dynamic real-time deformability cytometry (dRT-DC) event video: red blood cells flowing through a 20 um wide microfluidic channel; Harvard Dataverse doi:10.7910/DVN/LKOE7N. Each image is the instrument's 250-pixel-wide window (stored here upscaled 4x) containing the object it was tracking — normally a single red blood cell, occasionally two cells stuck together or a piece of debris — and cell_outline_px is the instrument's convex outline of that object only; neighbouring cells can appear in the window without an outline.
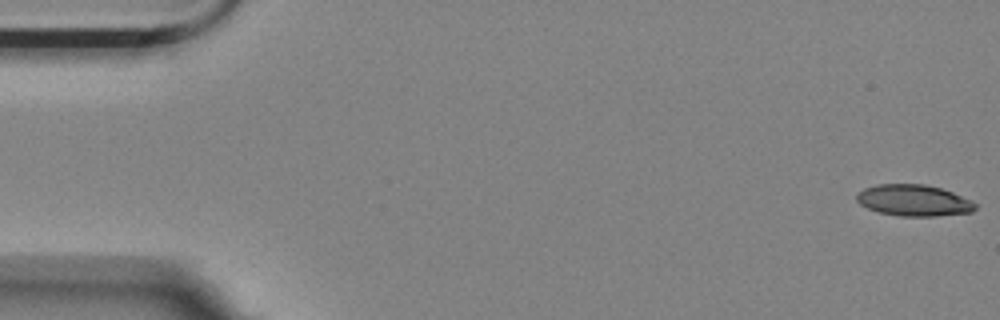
{"species": "Egyptian fruit bat (a non-hibernating species)", "species_latin": "Rousettus aegyptiacus", "temperature_condition": "room temperature", "stored_images_in_passage": 16, "camera_frame_rate_fps": 3000, "um_per_image_px": 0.085, "animal": {"sex": "female"}, "frame": {"image": 1, "passage_image": 1, "time_ms": 0.0, "image_size_px": [1000, 320], "cell_outline_px": [[976, 208], [972, 212], [936, 216], [900, 216], [880, 212], [868, 208], [860, 204], [856, 200], [856, 192], [864, 188], [876, 184], [924, 184], [940, 188], [952, 192], [972, 200], [976, 204]], "centroid_in_image_um": [77.65, 17.03], "position_along_channel_um": 7.3, "area_um2": 21.73}}
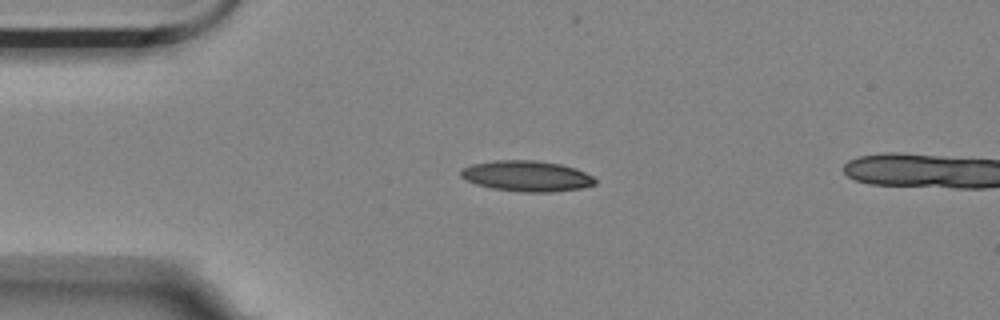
{"frame": {"image": 2, "passage_image": 13, "time_ms": 4.0, "image_size_px": [1000, 320], "cell_outline_px": [[596, 184], [584, 188], [552, 192], [524, 192], [492, 188], [476, 184], [460, 176], [460, 168], [472, 164], [492, 160], [536, 160], [560, 164], [576, 168], [592, 176], [596, 180]], "centroid_in_image_um": [44.78, 14.96], "position_along_channel_um": 40.2, "area_um2": 24.16}}